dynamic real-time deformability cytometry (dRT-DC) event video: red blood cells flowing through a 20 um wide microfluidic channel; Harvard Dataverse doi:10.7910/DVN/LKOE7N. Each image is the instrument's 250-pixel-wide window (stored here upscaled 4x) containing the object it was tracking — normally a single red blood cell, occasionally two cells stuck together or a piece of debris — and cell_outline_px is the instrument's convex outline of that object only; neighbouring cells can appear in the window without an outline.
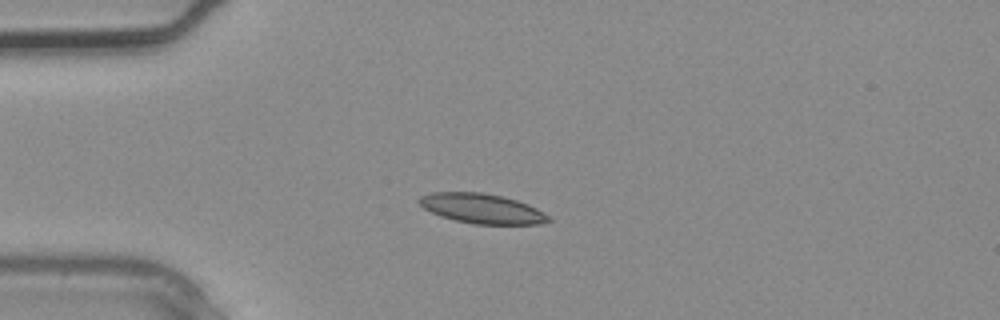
{"species": "common noctule bat (a hibernating species)", "species_latin": "Nyctalus noctula", "temperature_condition": "warm", "stored_images_in_passage": 4, "camera_frame_rate_fps": 3000, "um_per_image_px": 0.085, "animal": {"sex": "male", "body_mass_g": 20.4}, "frame": {"image": 1, "passage_image": 3, "time_ms": 0.667, "image_size_px": [1000, 320], "cell_outline_px": [[552, 220], [540, 224], [472, 224], [440, 216], [424, 208], [416, 200], [420, 196], [432, 192], [484, 192], [516, 200], [528, 204], [544, 212]], "centroid_in_image_um": [40.95, 17.72], "position_along_channel_um": 44.1, "area_um2": 22.43}}